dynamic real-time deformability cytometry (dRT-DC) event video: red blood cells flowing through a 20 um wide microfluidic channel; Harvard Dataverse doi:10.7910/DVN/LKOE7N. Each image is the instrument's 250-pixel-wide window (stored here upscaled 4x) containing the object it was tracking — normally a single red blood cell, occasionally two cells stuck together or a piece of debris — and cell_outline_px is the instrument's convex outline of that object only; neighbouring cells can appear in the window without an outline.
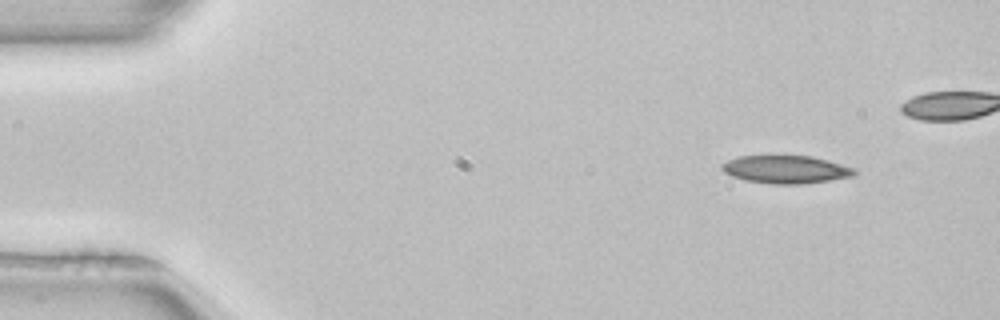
{"species": "common noctule bat (a hibernating species)", "species_latin": "Nyctalus noctula", "temperature_condition": "room temperature", "stored_images_in_passage": 4, "camera_frame_rate_fps": 3000, "um_per_image_px": 0.085, "animal": {"sex": "female", "body_mass_g": 22.7, "forearm_length_mm": 54.2}, "frame": {"image": 1, "passage_image": 1, "time_ms": 0.0, "image_size_px": [1000, 320], "cell_outline_px": [[860, 172], [852, 176], [804, 184], [772, 184], [744, 180], [732, 176], [724, 172], [720, 168], [720, 164], [728, 160], [740, 156], [812, 156], [828, 160], [856, 168]], "centroid_in_image_um": [66.81, 14.4], "position_along_channel_um": 18.2, "area_um2": 21.68}}